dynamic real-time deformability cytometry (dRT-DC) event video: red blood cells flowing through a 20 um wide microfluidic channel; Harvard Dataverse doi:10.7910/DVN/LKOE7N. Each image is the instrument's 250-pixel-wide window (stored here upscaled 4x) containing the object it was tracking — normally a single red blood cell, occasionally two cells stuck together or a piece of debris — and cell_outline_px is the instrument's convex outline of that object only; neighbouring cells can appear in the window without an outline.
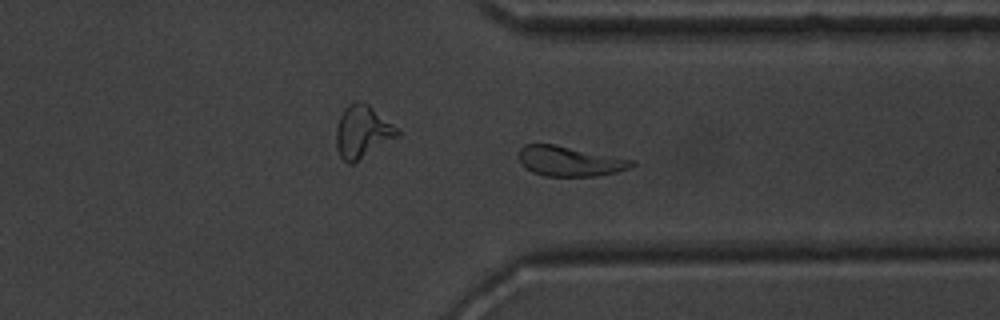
{"species": "common noctule bat (a hibernating species)", "species_latin": "Nyctalus noctula", "temperature_condition": "warm", "stored_images_in_passage": 45, "camera_frame_rate_fps": 3000, "um_per_image_px": 0.085, "animal": {"sex": "male", "body_mass_g": 20.1, "forearm_length_mm": 53.5}, "frame": {"image": 1, "passage_image": 32, "time_ms": 10.333, "image_size_px": [1000, 320], "cell_outline_px": [[636, 164], [628, 168], [616, 172], [596, 176], [544, 176], [532, 172], [524, 168], [516, 156], [520, 148], [524, 144], [552, 144], [636, 160]], "centroid_in_image_um": [48.38, 13.7], "position_along_channel_um": 363.0, "area_um2": 19.88}, "authors_computed_cell_mechanics": {"area_um2": 21.2126, "velocity_mm_per_s": 3.955, "shape_relaxation_time_tau1_ms": 4.3674, "shape_relaxation_time_tau2_ms": 1.8775, "deformation_change_tau1": 0.2114, "deformation_change_tau2": 0.089}}